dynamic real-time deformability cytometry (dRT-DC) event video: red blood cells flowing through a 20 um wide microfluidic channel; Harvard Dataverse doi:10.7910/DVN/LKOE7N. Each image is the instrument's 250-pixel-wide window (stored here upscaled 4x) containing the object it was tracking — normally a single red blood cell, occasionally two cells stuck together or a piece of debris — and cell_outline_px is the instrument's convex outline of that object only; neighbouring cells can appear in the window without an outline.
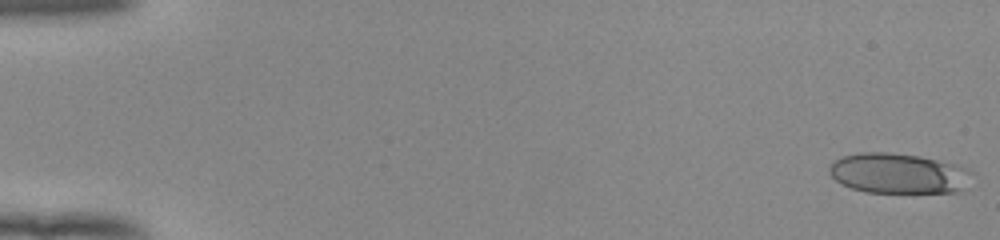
{"species": "human", "species_latin": "Homo sapiens", "temperature_condition": "room temperature", "stored_images_in_passage": 53, "camera_frame_rate_fps": 3000, "um_per_image_px": 0.085, "donor": {"sex": "female"}, "frame": {"image": 1, "passage_image": 1, "time_ms": 0.0, "image_size_px": [1000, 240], "cell_outline_px": [[972, 172], [960, 188], [956, 192], [912, 196], [868, 192], [852, 188], [836, 180], [828, 172], [828, 168], [836, 160], [844, 156], [860, 152], [888, 152], [920, 156], [956, 164], [968, 168]], "centroid_in_image_um": [76.37, 14.78], "position_along_channel_um": 8.6, "area_um2": 34.16}}
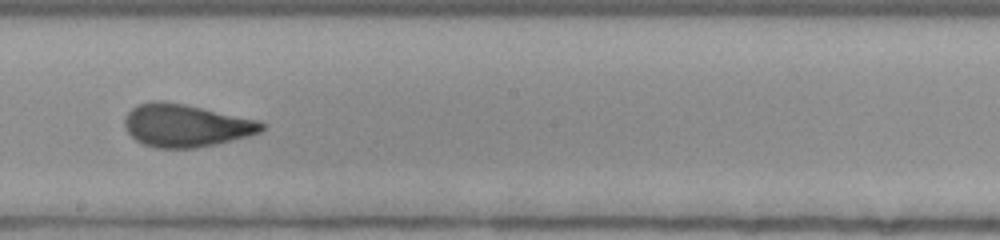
{"frame": {"image": 2, "passage_image": 31, "time_ms": 10.0, "image_size_px": [1000, 240], "cell_outline_px": [[264, 128], [260, 132], [248, 136], [216, 144], [196, 148], [156, 148], [144, 144], [136, 140], [124, 128], [124, 116], [136, 104], [152, 100], [160, 100], [184, 104], [260, 120], [264, 124]], "centroid_in_image_um": [15.77, 10.66], "position_along_channel_um": 232.4, "area_um2": 34.28}}
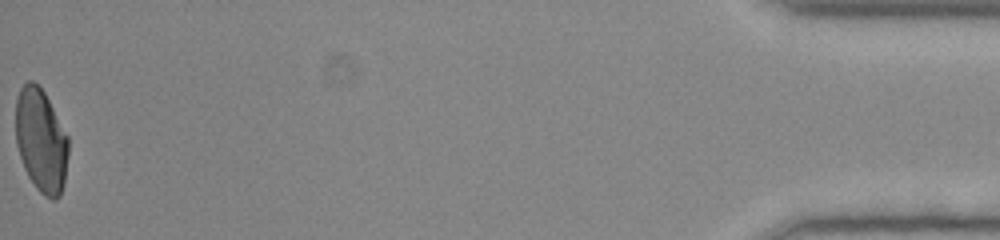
{"frame": {"image": 3, "passage_image": 53, "time_ms": 17.333, "image_size_px": [1000, 240], "cell_outline_px": [[68, 156], [64, 184], [60, 196], [56, 200], [52, 200], [44, 196], [36, 188], [28, 176], [24, 168], [16, 144], [16, 100], [20, 88], [28, 80], [32, 80], [44, 92], [68, 136]], "centroid_in_image_um": [3.49, 11.98], "position_along_channel_um": 431.7, "area_um2": 31.85}, "authors_computed_cell_mechanics": {"area_um2": 33.5818, "velocity_mm_per_s": 3.9652, "shape_relaxation_time_tau1_ms": 6.935, "shape_relaxation_time_tau2_ms": 0.7794, "deformation_change_tau1": 0.2059, "deformation_change_tau2": 0.0714}}